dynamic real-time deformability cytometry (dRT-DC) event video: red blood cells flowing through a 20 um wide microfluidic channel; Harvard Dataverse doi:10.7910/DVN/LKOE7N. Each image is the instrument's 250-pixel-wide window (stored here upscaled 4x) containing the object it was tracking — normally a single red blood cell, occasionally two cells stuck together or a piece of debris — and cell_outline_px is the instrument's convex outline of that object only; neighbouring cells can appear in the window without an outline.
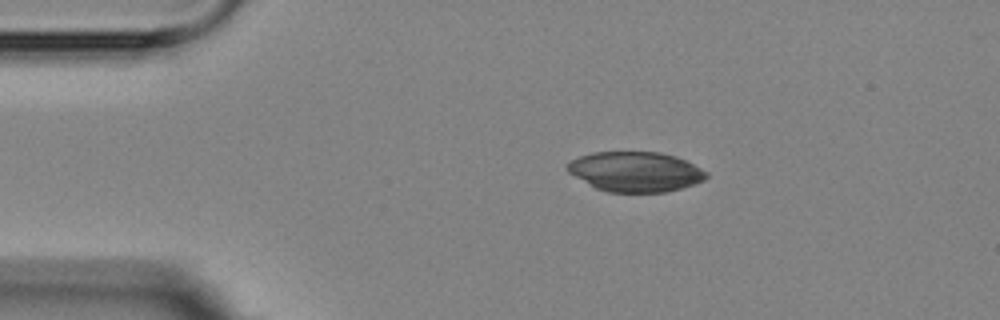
{"species": "Egyptian fruit bat (a non-hibernating species)", "species_latin": "Rousettus aegyptiacus", "temperature_condition": "room temperature", "stored_images_in_passage": 6, "camera_frame_rate_fps": 3000, "um_per_image_px": 0.085, "animal": {"sex": "female"}, "frame": {"image": 1, "passage_image": 2, "time_ms": 2.0, "image_size_px": [1000, 320], "cell_outline_px": [[708, 176], [704, 180], [680, 188], [664, 192], [608, 192], [596, 188], [568, 172], [564, 168], [572, 160], [580, 156], [592, 152], [660, 152], [676, 156], [708, 172]], "centroid_in_image_um": [54.0, 14.59], "position_along_channel_um": 31.0, "area_um2": 32.14}}
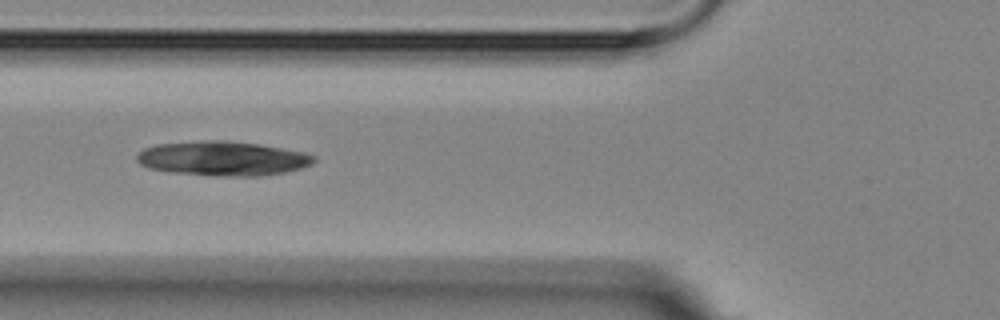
{"frame": {"image": 2, "passage_image": 5, "time_ms": 5.333, "image_size_px": [1000, 320], "cell_outline_px": [[316, 160], [312, 164], [300, 168], [284, 172], [260, 176], [216, 176], [168, 172], [148, 168], [140, 164], [136, 160], [136, 156], [144, 148], [156, 144], [200, 140], [228, 140], [260, 144], [304, 152], [316, 156]], "centroid_in_image_um": [18.91, 13.46], "position_along_channel_um": 106.9, "area_um2": 35.89}}
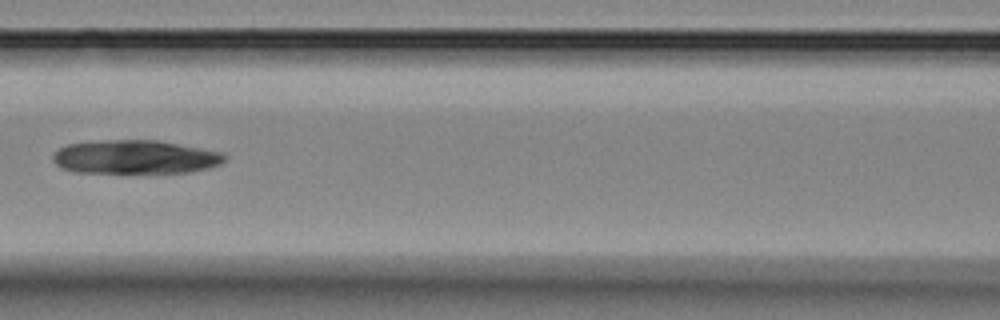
{"frame": {"image": 3, "passage_image": 6, "time_ms": 6.667, "image_size_px": [1000, 320], "cell_outline_px": [[228, 156], [220, 164], [208, 168], [192, 172], [76, 172], [64, 168], [56, 164], [52, 160], [52, 156], [60, 148], [68, 144], [104, 140], [156, 140], [220, 152]], "centroid_in_image_um": [11.49, 13.34], "position_along_channel_um": 155.1, "area_um2": 33.29}}